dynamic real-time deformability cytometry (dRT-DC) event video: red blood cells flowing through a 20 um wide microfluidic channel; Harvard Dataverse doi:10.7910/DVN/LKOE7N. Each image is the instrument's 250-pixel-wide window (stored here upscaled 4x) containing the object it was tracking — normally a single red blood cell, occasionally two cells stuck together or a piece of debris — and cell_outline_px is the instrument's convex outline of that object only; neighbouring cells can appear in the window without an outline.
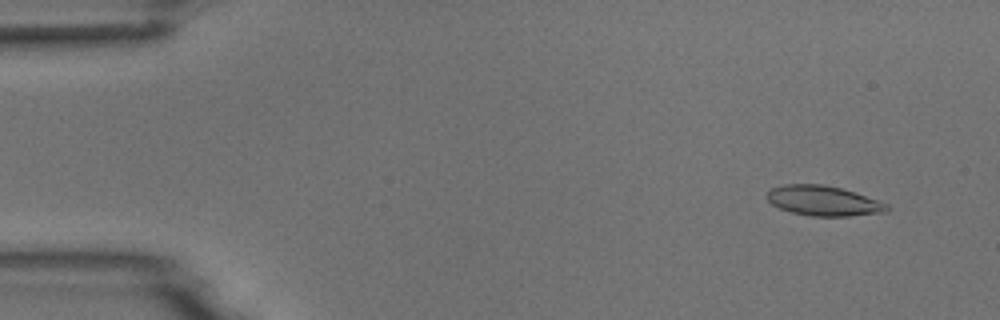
{"species": "common noctule bat (a hibernating species)", "species_latin": "Nyctalus noctula", "temperature_condition": "room temperature", "stored_images_in_passage": 4, "camera_frame_rate_fps": 3000, "um_per_image_px": 0.085, "animal": {"sex": "male", "body_mass_g": 18.8}, "frame": {"image": 1, "passage_image": 1, "time_ms": 0.0, "image_size_px": [1000, 320], "cell_outline_px": [[892, 208], [888, 212], [848, 216], [812, 216], [792, 212], [780, 208], [772, 204], [764, 196], [772, 188], [784, 184], [824, 184], [840, 188], [888, 204]], "centroid_in_image_um": [69.98, 17.07], "position_along_channel_um": 15.0, "area_um2": 20.87}}
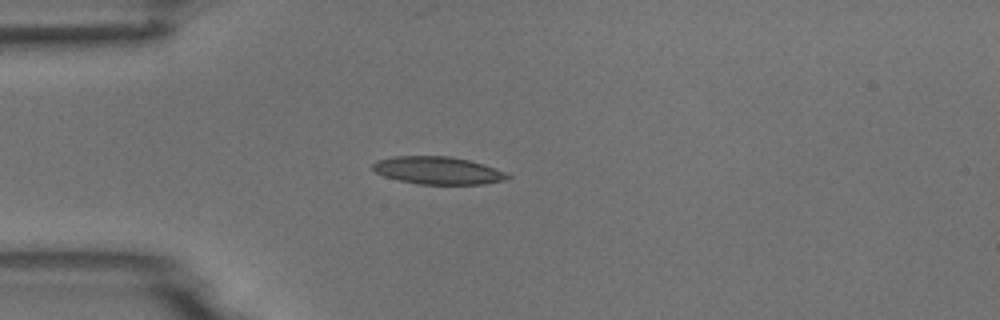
{"frame": {"image": 2, "passage_image": 4, "time_ms": 3.333, "image_size_px": [1000, 320], "cell_outline_px": [[512, 176], [504, 180], [484, 184], [420, 184], [400, 180], [384, 176], [376, 172], [372, 168], [372, 164], [376, 160], [392, 156], [448, 156], [468, 160], [484, 164], [504, 172]], "centroid_in_image_um": [37.2, 14.48], "position_along_channel_um": 47.8, "area_um2": 21.56}}